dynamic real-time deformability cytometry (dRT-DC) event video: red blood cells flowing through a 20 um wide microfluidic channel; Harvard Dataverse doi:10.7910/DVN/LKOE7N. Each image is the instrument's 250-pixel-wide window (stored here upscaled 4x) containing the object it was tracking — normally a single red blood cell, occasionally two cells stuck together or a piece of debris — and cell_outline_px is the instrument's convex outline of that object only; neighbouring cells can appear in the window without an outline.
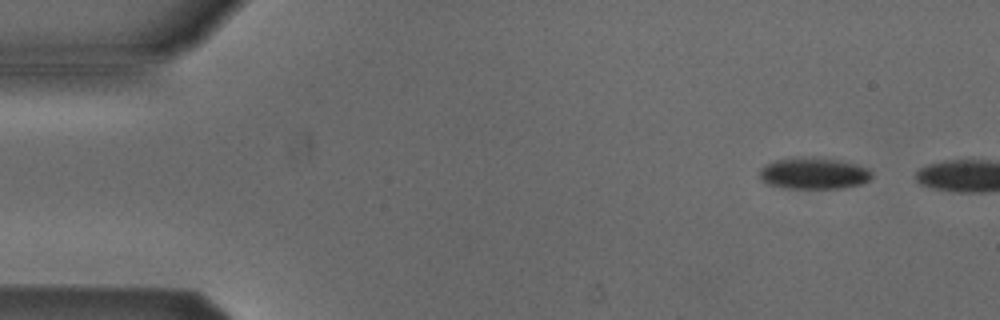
{"species": "Egyptian fruit bat (a non-hibernating species)", "species_latin": "Rousettus aegyptiacus", "temperature_condition": "cold", "stored_images_in_passage": 4, "camera_frame_rate_fps": 3000, "um_per_image_px": 0.085, "animal": {"sex": "male"}, "frame": {"image": 1, "passage_image": 1, "time_ms": 0.0, "image_size_px": [1000, 320], "cell_outline_px": [[872, 176], [868, 180], [860, 184], [840, 188], [784, 188], [768, 184], [760, 180], [760, 168], [764, 164], [772, 160], [792, 156], [820, 156], [840, 160], [856, 164], [868, 168], [872, 172]], "centroid_in_image_um": [69.11, 14.69], "position_along_channel_um": 15.9, "area_um2": 21.21}}